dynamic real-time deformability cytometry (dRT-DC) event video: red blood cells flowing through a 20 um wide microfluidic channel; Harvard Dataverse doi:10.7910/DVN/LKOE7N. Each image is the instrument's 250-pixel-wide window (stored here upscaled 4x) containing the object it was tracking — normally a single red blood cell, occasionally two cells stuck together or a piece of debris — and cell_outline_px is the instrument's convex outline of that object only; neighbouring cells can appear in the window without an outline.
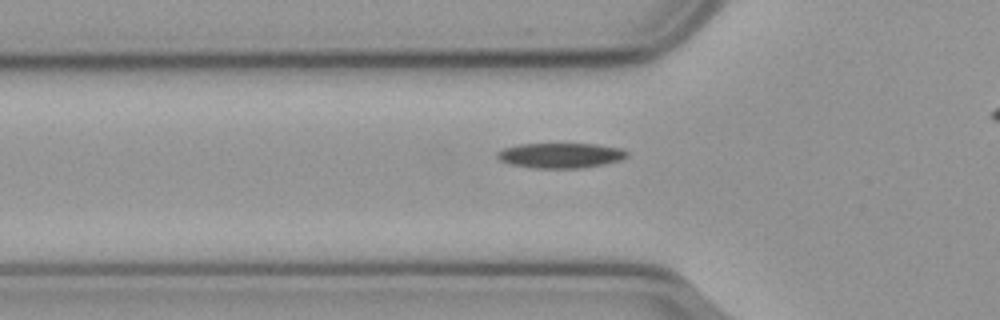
{"species": "common noctule bat (a hibernating species)", "species_latin": "Nyctalus noctula", "temperature_condition": "cold", "stored_images_in_passage": 34, "camera_frame_rate_fps": 3000, "um_per_image_px": 0.085, "animal": {"sex": "male", "body_mass_g": 23.1, "forearm_length_mm": 52.7}, "frame": {"image": 1, "passage_image": 4, "time_ms": 1.0, "image_size_px": [1000, 320], "cell_outline_px": [[628, 156], [620, 160], [604, 164], [580, 168], [532, 168], [512, 164], [500, 160], [496, 156], [496, 152], [504, 148], [520, 144], [596, 144], [624, 148], [628, 152]], "centroid_in_image_um": [47.68, 13.21], "position_along_channel_um": 78.1, "area_um2": 19.02}}
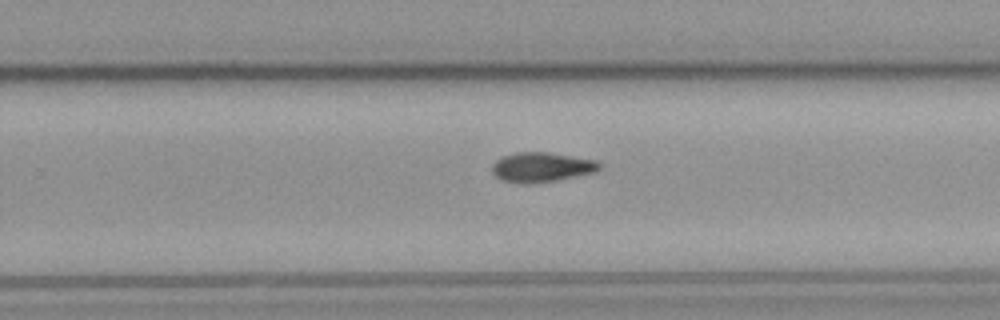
{"frame": {"image": 2, "passage_image": 21, "time_ms": 6.667, "image_size_px": [1000, 320], "cell_outline_px": [[600, 168], [596, 172], [556, 180], [500, 180], [492, 172], [492, 164], [500, 156], [516, 152], [548, 152], [596, 160], [600, 164]], "centroid_in_image_um": [46.05, 14.15], "position_along_channel_um": 283.7, "area_um2": 17.8}}
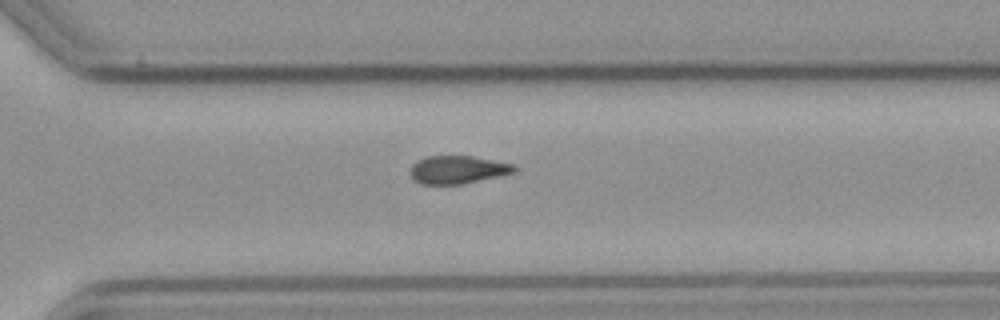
{"frame": {"image": 3, "passage_image": 25, "time_ms": 8.0, "image_size_px": [1000, 320], "cell_outline_px": [[516, 168], [512, 172], [500, 176], [460, 184], [420, 184], [412, 176], [412, 164], [428, 156], [472, 156], [512, 164]], "centroid_in_image_um": [38.9, 14.42], "position_along_channel_um": 331.7, "area_um2": 16.47}, "authors_computed_cell_mechanics": {"area_um2": 18.1492, "velocity_mm_per_s": 3.611, "shape_relaxation_time_tau1_ms": 6.0865, "shape_relaxation_time_tau2_ms": null, "deformation_change_tau1": 0.1443, "deformation_change_tau2": null}}